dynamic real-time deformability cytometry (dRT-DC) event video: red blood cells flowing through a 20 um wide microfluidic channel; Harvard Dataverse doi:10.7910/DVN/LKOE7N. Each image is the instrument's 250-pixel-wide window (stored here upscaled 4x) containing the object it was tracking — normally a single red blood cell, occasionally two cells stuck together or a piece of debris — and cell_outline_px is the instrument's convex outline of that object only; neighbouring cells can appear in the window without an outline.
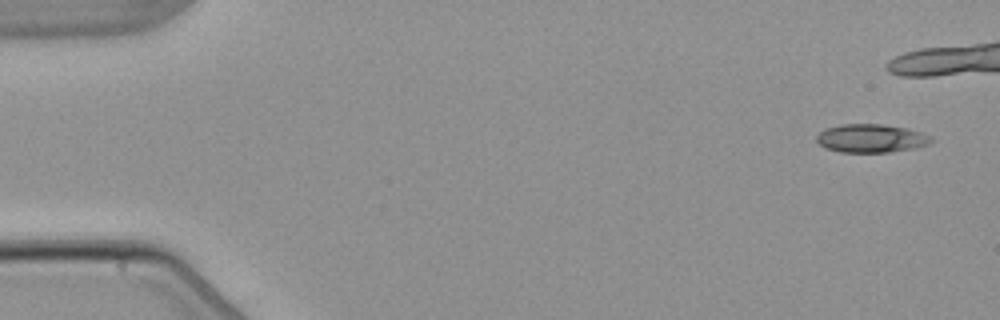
{"species": "common noctule bat (a hibernating species)", "species_latin": "Nyctalus noctula", "temperature_condition": "warm", "stored_images_in_passage": 6, "camera_frame_rate_fps": 3000, "um_per_image_px": 0.085, "animal": {"sex": "male", "body_mass_g": 21.5, "forearm_length_mm": 52.0}, "frame": {"image": 1, "passage_image": 1, "time_ms": 0.0, "image_size_px": [1000, 320], "cell_outline_px": [[932, 140], [928, 144], [912, 148], [888, 152], [840, 152], [824, 148], [816, 140], [816, 136], [824, 128], [840, 124], [880, 124], [904, 128], [920, 132], [932, 136]], "centroid_in_image_um": [73.98, 11.75], "position_along_channel_um": 11.0, "area_um2": 18.84}}